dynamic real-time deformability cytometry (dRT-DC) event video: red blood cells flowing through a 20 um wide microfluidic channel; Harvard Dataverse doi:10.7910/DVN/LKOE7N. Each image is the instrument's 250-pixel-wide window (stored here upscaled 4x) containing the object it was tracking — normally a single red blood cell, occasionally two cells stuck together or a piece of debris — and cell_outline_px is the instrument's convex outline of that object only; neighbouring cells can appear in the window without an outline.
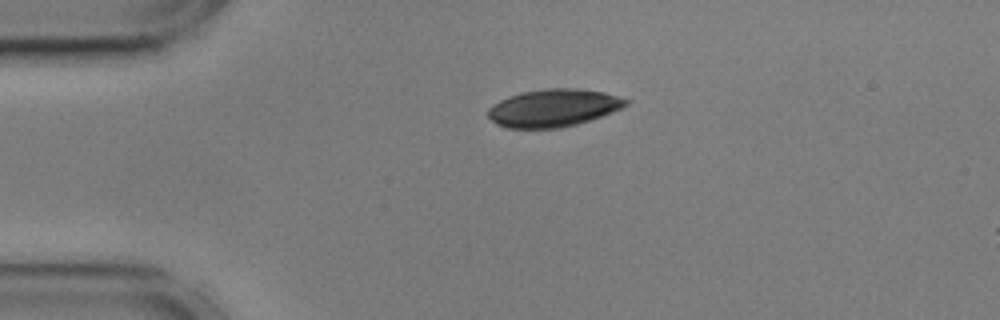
{"species": "common noctule bat (a hibernating species)", "species_latin": "Nyctalus noctula", "temperature_condition": "cold", "stored_images_in_passage": 33, "camera_frame_rate_fps": 3000, "um_per_image_px": 0.085, "animal": {"sex": "male", "body_mass_g": 17.9, "forearm_length_mm": 54.2}, "frame": {"image": 1, "passage_image": 1, "time_ms": 0.0, "image_size_px": [1000, 320], "cell_outline_px": [[632, 100], [628, 104], [612, 112], [576, 124], [560, 128], [504, 128], [496, 124], [488, 116], [488, 108], [492, 104], [508, 96], [524, 92], [544, 88], [576, 88], [604, 92]], "centroid_in_image_um": [47.02, 9.17], "position_along_channel_um": 38.0, "area_um2": 30.23}}
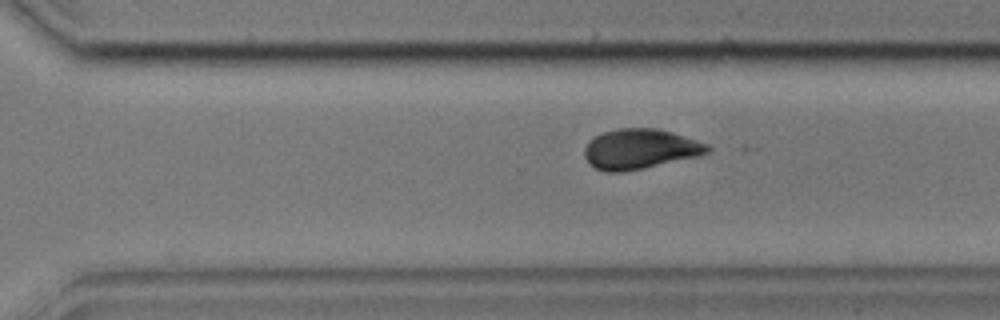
{"frame": {"image": 2, "passage_image": 27, "time_ms": 8.667, "image_size_px": [1000, 320], "cell_outline_px": [[712, 148], [708, 152], [700, 156], [624, 172], [608, 172], [596, 168], [588, 164], [584, 156], [584, 148], [588, 140], [604, 132], [616, 128], [656, 128], [672, 132], [708, 144]], "centroid_in_image_um": [54.39, 12.67], "position_along_channel_um": 316.2, "area_um2": 28.84}, "authors_computed_cell_mechanics": {"area_um2": 29.478, "velocity_mm_per_s": 3.5705, "shape_relaxation_time_tau1_ms": 6.067, "shape_relaxation_time_tau2_ms": 1.2216, "deformation_change_tau1": 0.1785, "deformation_change_tau2": 0.0443}}